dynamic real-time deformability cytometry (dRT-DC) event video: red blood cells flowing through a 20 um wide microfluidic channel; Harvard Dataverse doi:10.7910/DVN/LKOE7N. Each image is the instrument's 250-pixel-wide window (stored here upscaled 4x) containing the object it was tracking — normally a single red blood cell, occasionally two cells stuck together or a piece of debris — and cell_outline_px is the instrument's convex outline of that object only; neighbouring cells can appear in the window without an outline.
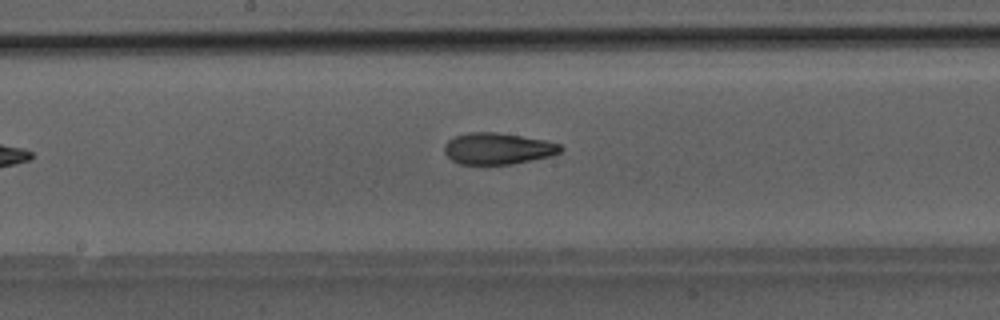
{"species": "Egyptian fruit bat (a non-hibernating species)", "species_latin": "Rousettus aegyptiacus", "temperature_condition": "room temperature", "stored_images_in_passage": 7, "camera_frame_rate_fps": 3000, "um_per_image_px": 0.085, "animal": {"sex": "male"}, "frame": {"image": 1, "passage_image": 7, "time_ms": 2.0, "image_size_px": [1000, 320], "cell_outline_px": [[564, 148], [560, 152], [552, 156], [512, 164], [460, 164], [452, 160], [444, 152], [444, 144], [448, 140], [456, 136], [468, 132], [496, 132], [544, 140], [560, 144]], "centroid_in_image_um": [42.31, 12.63], "position_along_channel_um": 205.9, "area_um2": 21.27}}